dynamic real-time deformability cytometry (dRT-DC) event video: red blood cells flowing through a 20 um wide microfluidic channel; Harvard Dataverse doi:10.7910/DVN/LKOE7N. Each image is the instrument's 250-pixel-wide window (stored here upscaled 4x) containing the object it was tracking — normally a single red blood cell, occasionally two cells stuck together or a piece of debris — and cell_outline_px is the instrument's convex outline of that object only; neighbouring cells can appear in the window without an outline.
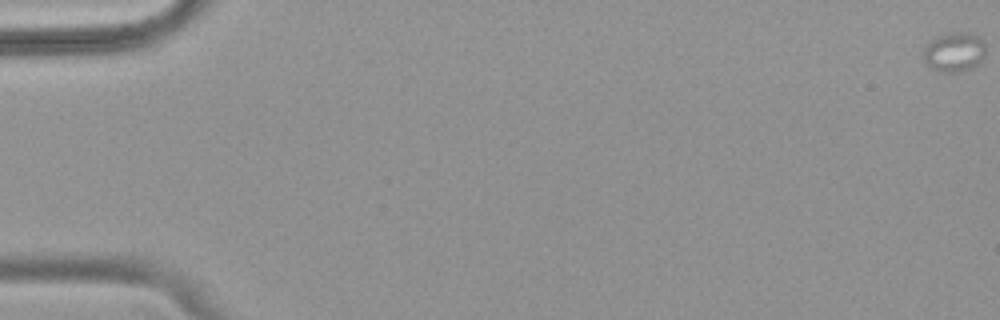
{"species": "common noctule bat (a hibernating species)", "species_latin": "Nyctalus noctula", "temperature_condition": "warm", "stored_images_in_passage": 56, "camera_frame_rate_fps": 3000, "um_per_image_px": 0.085, "animal": {"sex": "female", "body_mass_g": 18.4}, "frame": {"image": 1, "passage_image": 1, "time_ms": 0.0, "image_size_px": [1000, 320], "cell_outline_px": [[984, 56], [976, 64], [960, 72], [940, 72], [928, 68], [924, 60], [924, 48], [928, 40], [952, 32], [964, 32], [976, 36], [984, 44]], "centroid_in_image_um": [81.04, 4.44], "position_along_channel_um": 4.0, "area_um2": 14.1}}
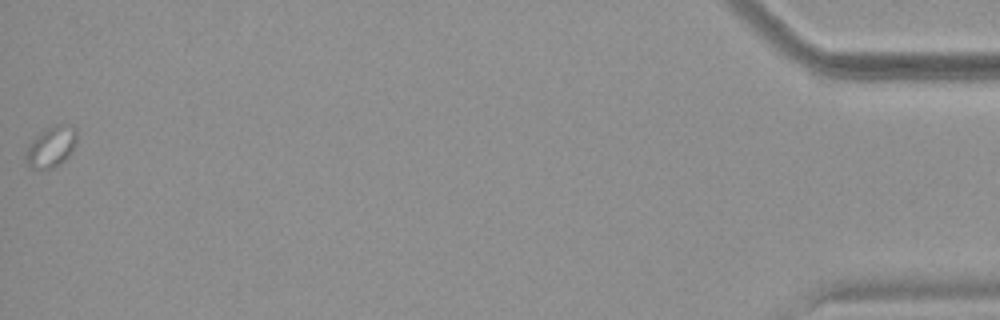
{"frame": {"image": 2, "passage_image": 56, "time_ms": 18.333, "image_size_px": [1000, 320], "cell_outline_px": [[76, 140], [72, 152], [64, 160], [48, 168], [28, 168], [24, 160], [28, 144], [40, 132], [56, 124], [72, 124], [76, 128]], "centroid_in_image_um": [4.33, 12.45], "position_along_channel_um": 430.9, "area_um2": 12.08}}